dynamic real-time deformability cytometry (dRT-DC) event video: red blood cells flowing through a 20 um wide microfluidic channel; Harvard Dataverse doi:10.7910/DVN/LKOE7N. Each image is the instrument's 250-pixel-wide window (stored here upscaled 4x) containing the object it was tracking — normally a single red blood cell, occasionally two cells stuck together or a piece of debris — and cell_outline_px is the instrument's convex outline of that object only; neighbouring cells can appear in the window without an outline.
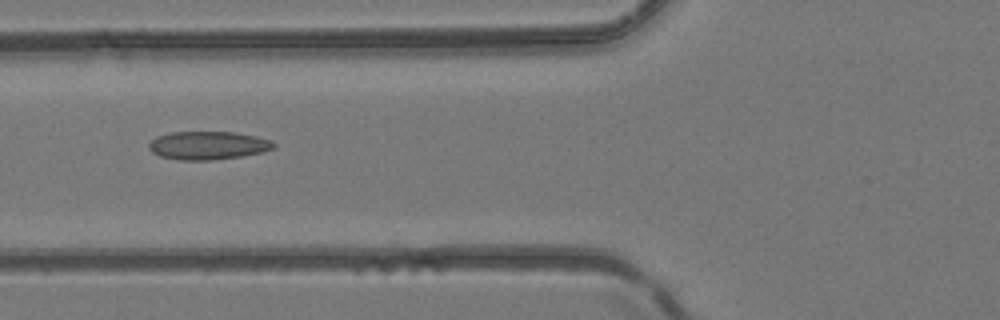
{"species": "common noctule bat (a hibernating species)", "species_latin": "Nyctalus noctula", "temperature_condition": "room temperature", "stored_images_in_passage": 44, "camera_frame_rate_fps": 3000, "um_per_image_px": 0.085, "animal": {"sex": "female", "body_mass_g": 24.6, "forearm_length_mm": 56.2}, "frame": {"image": 1, "passage_image": 18, "time_ms": 5.667, "image_size_px": [1000, 320], "cell_outline_px": [[276, 148], [264, 152], [240, 156], [212, 160], [180, 160], [160, 156], [152, 152], [148, 148], [148, 144], [156, 136], [172, 132], [232, 132], [256, 136], [272, 140], [276, 144]], "centroid_in_image_um": [17.7, 12.36], "position_along_channel_um": 108.1, "area_um2": 20.63}}
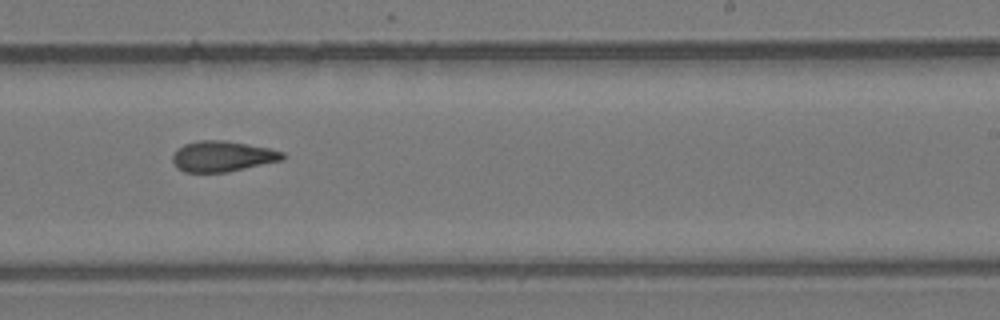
{"frame": {"image": 2, "passage_image": 28, "time_ms": 9.0, "image_size_px": [1000, 320], "cell_outline_px": [[284, 160], [228, 172], [184, 172], [176, 168], [172, 160], [172, 156], [184, 144], [200, 140], [224, 140], [268, 148], [284, 152]], "centroid_in_image_um": [18.91, 13.3], "position_along_channel_um": 270.1, "area_um2": 19.59}}
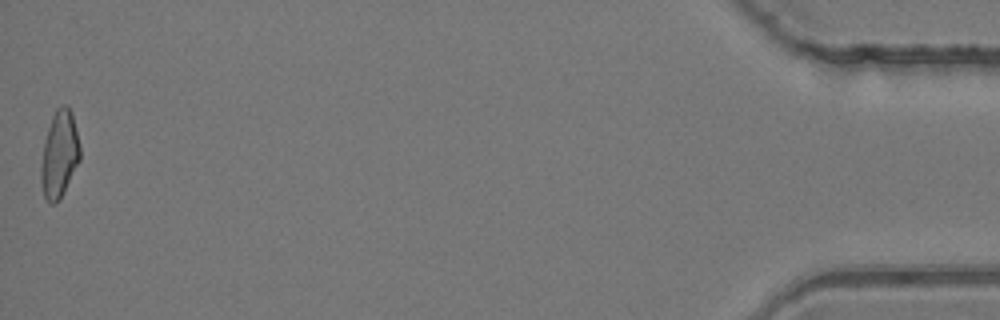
{"frame": {"image": 3, "passage_image": 44, "time_ms": 14.333, "image_size_px": [1000, 320], "cell_outline_px": [[80, 160], [60, 200], [52, 204], [44, 196], [40, 180], [40, 168], [44, 144], [48, 128], [52, 116], [56, 108], [60, 104], [68, 104], [72, 112], [80, 144]], "centroid_in_image_um": [5.06, 13.09], "position_along_channel_um": 430.1, "area_um2": 19.88}}